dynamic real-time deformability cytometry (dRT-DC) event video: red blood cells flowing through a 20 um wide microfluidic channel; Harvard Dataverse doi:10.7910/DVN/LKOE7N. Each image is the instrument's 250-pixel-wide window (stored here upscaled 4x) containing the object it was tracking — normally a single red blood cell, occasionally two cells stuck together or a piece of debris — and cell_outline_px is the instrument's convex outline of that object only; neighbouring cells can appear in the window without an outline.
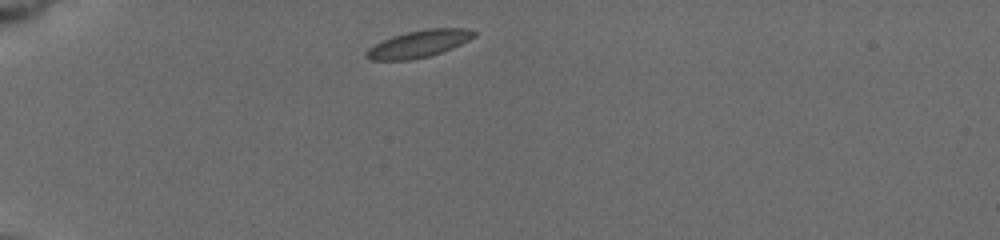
{"species": "common noctule bat (a hibernating species)", "species_latin": "Nyctalus noctula", "temperature_condition": "cold", "stored_images_in_passage": 38, "camera_frame_rate_fps": 3000, "um_per_image_px": 0.085, "animal": {"sex": "female", "body_mass_g": 19.5, "forearm_length_mm": 54.1}, "frame": {"image": 1, "passage_image": 1, "time_ms": 0.0, "image_size_px": [1000, 240], "cell_outline_px": [[476, 36], [452, 48], [428, 56], [408, 60], [368, 60], [364, 56], [364, 52], [368, 48], [392, 36], [408, 32], [428, 28], [468, 28], [476, 32]], "centroid_in_image_um": [35.58, 3.72], "position_along_channel_um": 49.4, "area_um2": 16.88}}
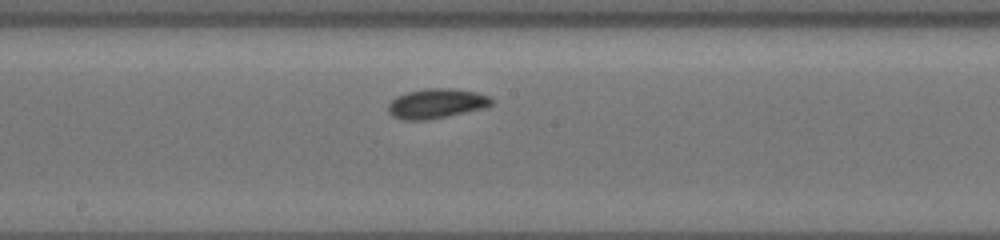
{"frame": {"image": 2, "passage_image": 18, "time_ms": 5.333, "image_size_px": [1000, 240], "cell_outline_px": [[492, 104], [488, 108], [428, 120], [404, 120], [392, 116], [388, 112], [388, 104], [396, 96], [408, 92], [428, 88], [452, 88], [476, 92], [492, 96]], "centroid_in_image_um": [37.14, 8.8], "position_along_channel_um": 211.1, "area_um2": 18.15}}
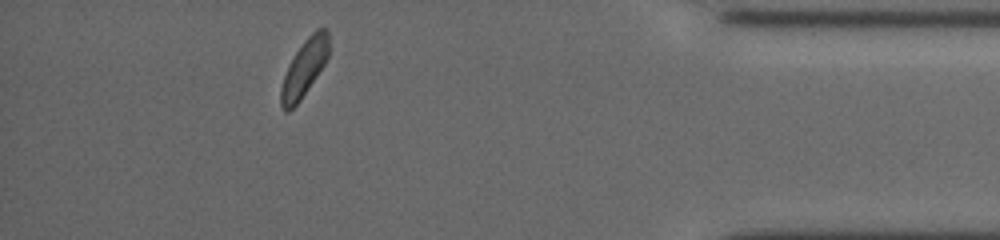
{"frame": {"image": 3, "passage_image": 33, "time_ms": 11.667, "image_size_px": [1000, 240], "cell_outline_px": [[328, 56], [324, 64], [300, 100], [288, 112], [284, 112], [280, 104], [280, 88], [288, 64], [304, 40], [316, 28], [324, 28], [328, 32]], "centroid_in_image_um": [25.83, 5.8], "position_along_channel_um": 409.4, "area_um2": 15.66}, "authors_computed_cell_mechanics": {"area_um2": 16.184, "velocity_mm_per_s": 3.6849, "shape_relaxation_time_tau1_ms": 9.9655, "shape_relaxation_time_tau2_ms": null, "deformation_change_tau1": 0.231, "deformation_change_tau2": null}}